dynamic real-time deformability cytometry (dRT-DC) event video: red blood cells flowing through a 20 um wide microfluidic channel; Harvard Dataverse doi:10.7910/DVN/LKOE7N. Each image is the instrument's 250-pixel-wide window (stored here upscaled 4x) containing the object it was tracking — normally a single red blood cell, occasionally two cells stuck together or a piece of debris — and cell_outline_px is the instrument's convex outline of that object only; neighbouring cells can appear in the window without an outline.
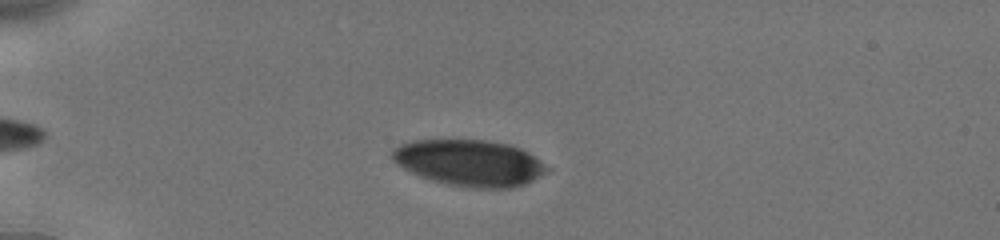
{"species": "human", "species_latin": "Homo sapiens", "temperature_condition": "cold", "stored_images_in_passage": 47, "camera_frame_rate_fps": 3000, "um_per_image_px": 0.085, "donor": {"sex": "male"}, "frame": {"image": 1, "passage_image": 13, "time_ms": 4.0, "image_size_px": [1000, 240], "cell_outline_px": [[552, 168], [532, 180], [524, 184], [512, 188], [472, 188], [448, 184], [432, 180], [420, 176], [396, 164], [392, 160], [392, 148], [400, 144], [412, 140], [488, 140], [508, 144], [520, 148], [528, 152]], "centroid_in_image_um": [39.91, 13.84], "position_along_channel_um": 45.1, "area_um2": 41.79}}
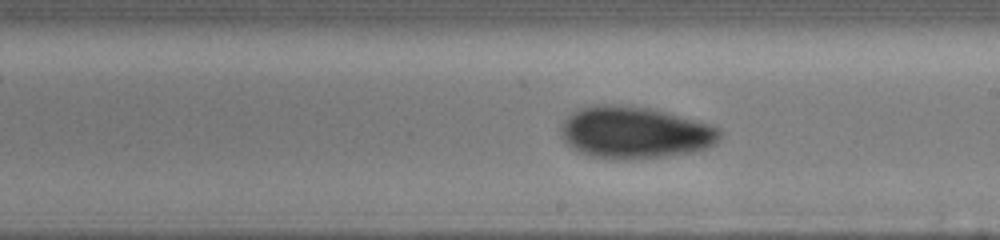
{"frame": {"image": 2, "passage_image": 31, "time_ms": 10.0, "image_size_px": [1000, 240], "cell_outline_px": [[724, 132], [720, 140], [716, 144], [692, 152], [628, 160], [624, 160], [592, 156], [576, 152], [560, 136], [560, 124], [572, 112], [580, 108], [596, 104], [612, 104], [648, 108], [664, 112], [708, 124], [720, 128]], "centroid_in_image_um": [53.92, 11.27], "position_along_channel_um": 235.1, "area_um2": 48.09}}
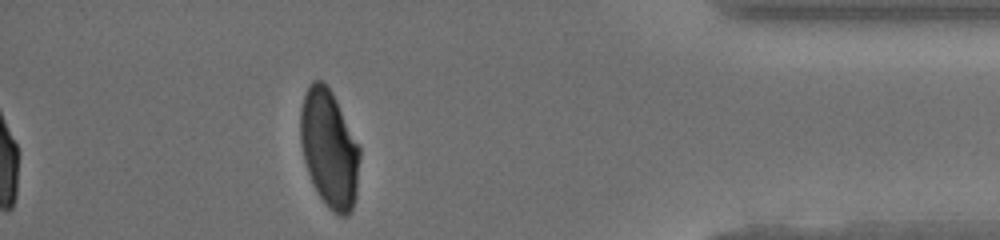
{"frame": {"image": 3, "passage_image": 47, "time_ms": 15.333, "image_size_px": [1000, 240], "cell_outline_px": [[360, 156], [356, 196], [352, 212], [348, 216], [340, 216], [332, 212], [324, 204], [316, 192], [312, 184], [304, 160], [300, 144], [300, 108], [304, 92], [308, 84], [312, 80], [320, 80], [332, 92], [360, 144]], "centroid_in_image_um": [27.98, 12.66], "position_along_channel_um": 407.2, "area_um2": 41.5}, "authors_computed_cell_mechanics": {"area_um2": 43.5234, "velocity_mm_per_s": 3.8599, "shape_relaxation_time_tau1_ms": 3.7987, "shape_relaxation_time_tau2_ms": 2.4146, "deformation_change_tau1": 0.1256, "deformation_change_tau2": 0.0633}}